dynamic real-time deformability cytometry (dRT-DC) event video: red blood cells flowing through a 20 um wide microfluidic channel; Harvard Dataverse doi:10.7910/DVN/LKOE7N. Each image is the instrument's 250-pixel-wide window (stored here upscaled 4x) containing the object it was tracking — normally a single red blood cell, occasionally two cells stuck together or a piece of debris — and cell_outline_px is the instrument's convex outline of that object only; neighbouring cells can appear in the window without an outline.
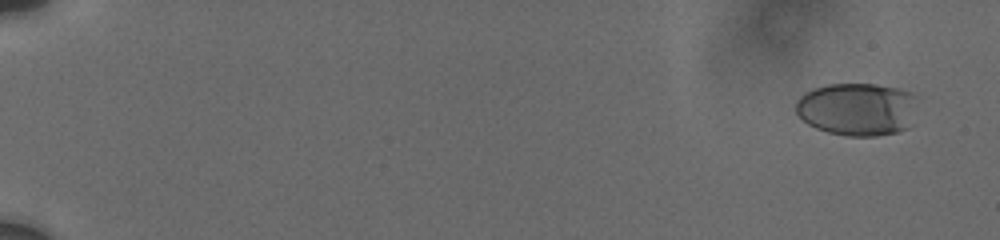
{"species": "human", "species_latin": "Homo sapiens", "temperature_condition": "cold", "stored_images_in_passage": 22, "camera_frame_rate_fps": 3000, "um_per_image_px": 0.085, "donor": {"sex": "male"}, "frame": {"image": 1, "passage_image": 3, "time_ms": 1.0, "image_size_px": [1000, 240], "cell_outline_px": [[920, 96], [908, 128], [896, 132], [876, 136], [848, 136], [828, 132], [816, 128], [808, 124], [796, 112], [796, 100], [800, 96], [816, 88], [828, 84], [876, 84], [900, 88], [912, 92]], "centroid_in_image_um": [72.92, 9.27], "position_along_channel_um": 12.1, "area_um2": 37.8}}
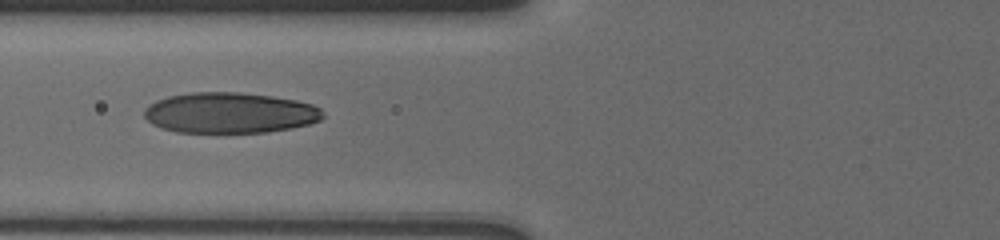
{"frame": {"image": 2, "passage_image": 17, "time_ms": 8.667, "image_size_px": [1000, 240], "cell_outline_px": [[324, 116], [320, 120], [308, 124], [292, 128], [268, 132], [176, 132], [160, 128], [152, 124], [144, 116], [144, 108], [156, 100], [168, 96], [192, 92], [240, 92], [272, 96], [296, 100], [312, 104], [320, 108], [324, 112]], "centroid_in_image_um": [19.53, 9.59], "position_along_channel_um": 106.3, "area_um2": 42.54}}
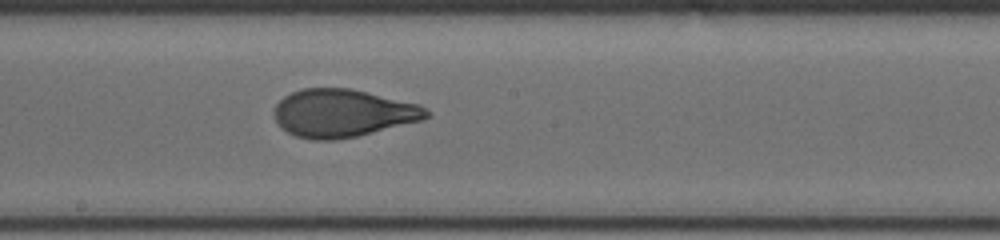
{"frame": {"image": 3, "passage_image": 22, "time_ms": 11.667, "image_size_px": [1000, 240], "cell_outline_px": [[432, 116], [424, 120], [356, 136], [336, 140], [312, 140], [296, 136], [280, 128], [272, 112], [276, 104], [284, 96], [292, 92], [304, 88], [348, 88], [420, 104], [432, 112]], "centroid_in_image_um": [29.15, 9.62], "position_along_channel_um": 219.1, "area_um2": 42.66}}